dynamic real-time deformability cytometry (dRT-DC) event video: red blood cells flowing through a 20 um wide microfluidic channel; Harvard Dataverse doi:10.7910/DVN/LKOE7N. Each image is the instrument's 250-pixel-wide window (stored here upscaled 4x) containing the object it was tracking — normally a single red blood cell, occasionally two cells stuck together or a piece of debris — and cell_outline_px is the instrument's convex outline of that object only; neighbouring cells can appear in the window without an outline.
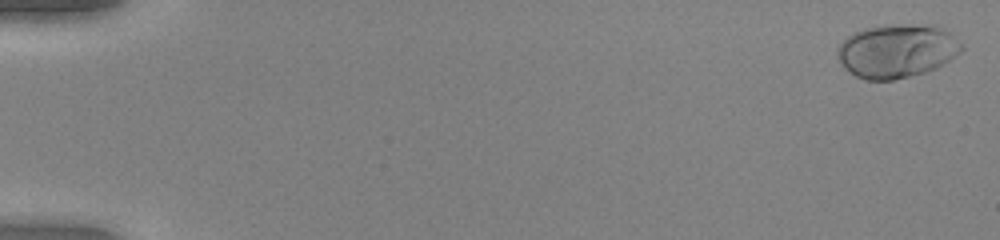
{"species": "human", "species_latin": "Homo sapiens", "temperature_condition": "warm", "stored_images_in_passage": 52, "camera_frame_rate_fps": 3000, "um_per_image_px": 0.085, "donor": {"sex": "female"}, "frame": {"image": 1, "passage_image": 1, "time_ms": 0.0, "image_size_px": [1000, 240], "cell_outline_px": [[964, 48], [960, 52], [936, 68], [924, 72], [892, 80], [864, 80], [856, 76], [844, 68], [836, 52], [840, 44], [852, 32], [864, 28], [880, 24], [940, 24], [964, 44]], "centroid_in_image_um": [76.26, 4.28], "position_along_channel_um": 8.7, "area_um2": 39.3}}
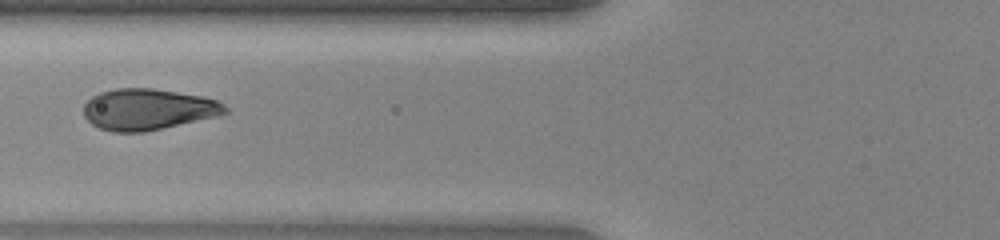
{"frame": {"image": 2, "passage_image": 22, "time_ms": 7.0, "image_size_px": [1000, 240], "cell_outline_px": [[228, 112], [216, 116], [144, 132], [112, 132], [100, 128], [92, 124], [84, 116], [84, 104], [92, 96], [100, 92], [116, 88], [152, 88], [204, 96], [216, 100], [224, 104], [228, 108]], "centroid_in_image_um": [12.56, 9.29], "position_along_channel_um": 113.2, "area_um2": 33.87}}
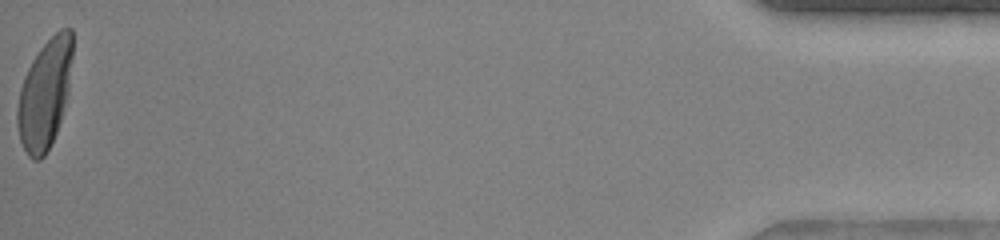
{"frame": {"image": 3, "passage_image": 52, "time_ms": 17.0, "image_size_px": [1000, 240], "cell_outline_px": [[72, 56], [68, 92], [60, 120], [56, 132], [44, 156], [40, 160], [32, 160], [28, 156], [20, 140], [16, 124], [16, 108], [20, 88], [24, 76], [32, 60], [40, 48], [60, 28], [72, 28]], "centroid_in_image_um": [3.78, 7.99], "position_along_channel_um": 431.4, "area_um2": 34.97}, "authors_computed_cell_mechanics": {"area_um2": 34.5933, "velocity_mm_per_s": 4.0614, "shape_relaxation_time_tau1_ms": 2.0226, "shape_relaxation_time_tau2_ms": null, "deformation_change_tau1": 0.1763, "deformation_change_tau2": null}}